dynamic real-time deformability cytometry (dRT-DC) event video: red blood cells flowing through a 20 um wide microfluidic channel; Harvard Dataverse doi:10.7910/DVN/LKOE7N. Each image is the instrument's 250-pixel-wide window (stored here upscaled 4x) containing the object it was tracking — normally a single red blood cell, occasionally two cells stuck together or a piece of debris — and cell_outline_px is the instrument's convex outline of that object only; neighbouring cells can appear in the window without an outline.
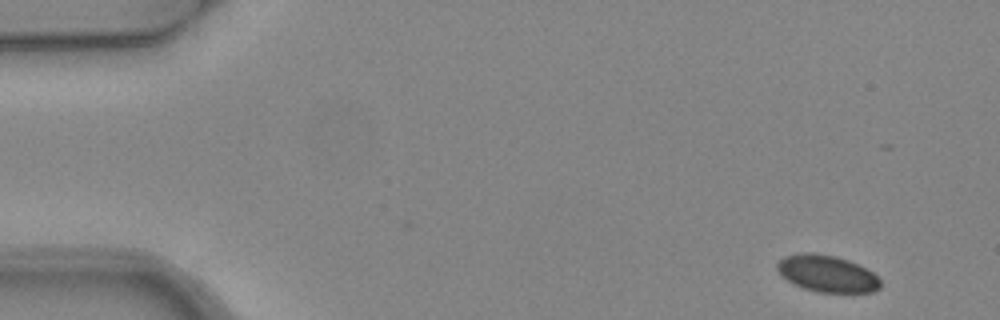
{"species": "common noctule bat (a hibernating species)", "species_latin": "Nyctalus noctula", "temperature_condition": "warm", "stored_images_in_passage": 4, "camera_frame_rate_fps": 3000, "um_per_image_px": 0.085, "animal": {"sex": "female", "body_mass_g": 24.6, "forearm_length_mm": 56.2}, "frame": {"image": 1, "passage_image": 1, "time_ms": 0.0, "image_size_px": [1000, 320], "cell_outline_px": [[880, 288], [872, 292], [816, 292], [792, 284], [780, 276], [776, 268], [776, 264], [784, 256], [804, 252], [812, 252], [836, 256], [848, 260], [872, 272], [880, 280]], "centroid_in_image_um": [70.24, 23.25], "position_along_channel_um": 14.8, "area_um2": 22.2}}
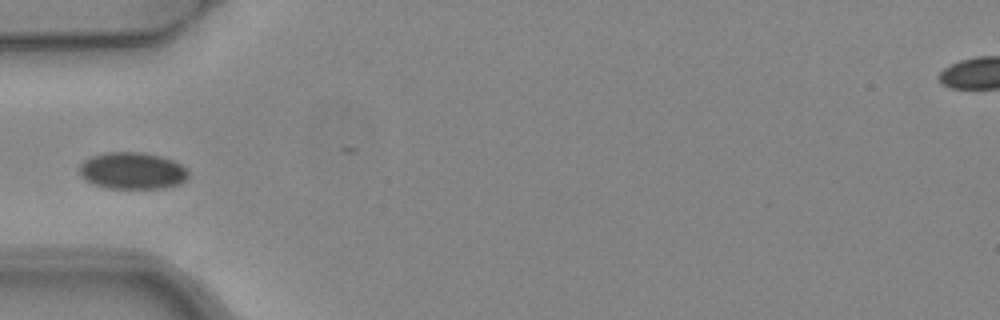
{"frame": {"image": 2, "passage_image": 4, "time_ms": 1.0, "image_size_px": [1000, 320], "cell_outline_px": [[188, 180], [180, 184], [164, 188], [108, 188], [92, 184], [80, 176], [80, 164], [84, 160], [92, 156], [104, 152], [144, 152], [160, 156], [172, 160], [188, 168]], "centroid_in_image_um": [11.27, 14.51], "position_along_channel_um": 73.7, "area_um2": 23.64}}